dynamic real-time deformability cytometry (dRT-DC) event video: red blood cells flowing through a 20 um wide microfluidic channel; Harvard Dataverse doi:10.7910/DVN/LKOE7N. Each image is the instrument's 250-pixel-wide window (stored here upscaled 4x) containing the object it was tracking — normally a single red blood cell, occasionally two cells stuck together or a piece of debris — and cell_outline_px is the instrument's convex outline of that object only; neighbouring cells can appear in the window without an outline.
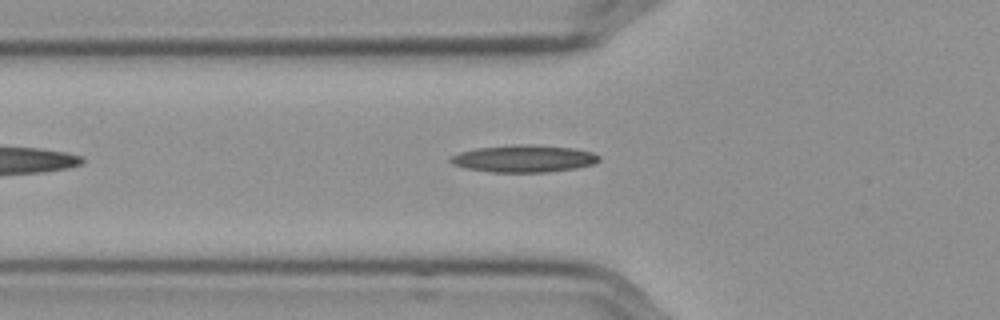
{"species": "Egyptian fruit bat (a non-hibernating species)", "species_latin": "Rousettus aegyptiacus", "temperature_condition": "cold", "stored_images_in_passage": 39, "camera_frame_rate_fps": 3000, "um_per_image_px": 0.085, "frame": {"image": 1, "passage_image": 7, "time_ms": 2.0, "image_size_px": [1000, 320], "cell_outline_px": [[600, 160], [592, 164], [576, 168], [548, 172], [492, 172], [464, 168], [452, 164], [448, 160], [448, 156], [460, 152], [476, 148], [512, 144], [532, 144], [572, 148], [592, 152], [600, 156]], "centroid_in_image_um": [44.47, 13.48], "position_along_channel_um": 81.3, "area_um2": 23.76}}
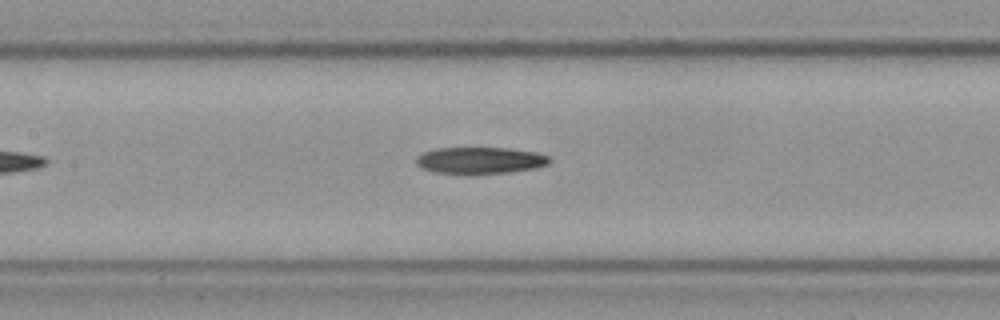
{"frame": {"image": 2, "passage_image": 14, "time_ms": 4.333, "image_size_px": [1000, 320], "cell_outline_px": [[552, 160], [548, 164], [536, 168], [508, 172], [468, 176], [436, 172], [420, 168], [416, 164], [416, 156], [424, 152], [436, 148], [508, 148], [536, 152], [548, 156]], "centroid_in_image_um": [40.78, 13.66], "position_along_channel_um": 166.6, "area_um2": 21.27}}
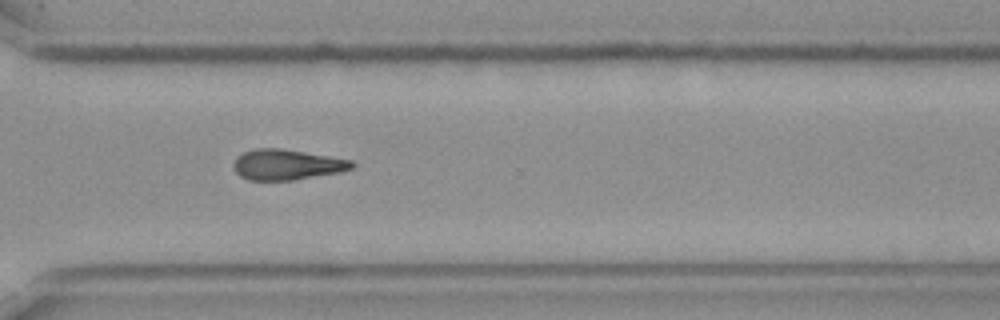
{"frame": {"image": 3, "passage_image": 29, "time_ms": 9.333, "image_size_px": [1000, 320], "cell_outline_px": [[356, 164], [352, 168], [340, 172], [292, 180], [248, 180], [240, 176], [236, 172], [232, 164], [236, 156], [244, 152], [256, 148], [280, 148], [352, 160]], "centroid_in_image_um": [24.35, 13.99], "position_along_channel_um": 346.2, "area_um2": 20.98}}